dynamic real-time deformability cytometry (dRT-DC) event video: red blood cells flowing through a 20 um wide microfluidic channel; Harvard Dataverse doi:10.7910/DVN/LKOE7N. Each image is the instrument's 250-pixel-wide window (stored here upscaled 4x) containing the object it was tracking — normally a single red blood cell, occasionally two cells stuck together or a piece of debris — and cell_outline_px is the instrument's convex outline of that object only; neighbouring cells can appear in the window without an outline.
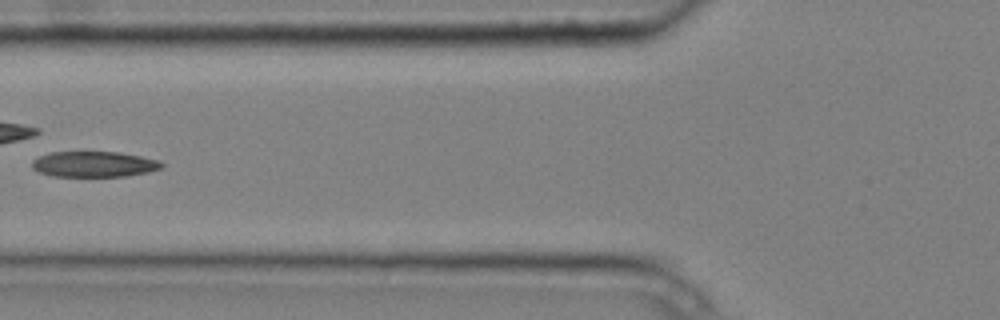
{"species": "common noctule bat (a hibernating species)", "species_latin": "Nyctalus noctula", "temperature_condition": "cold", "stored_images_in_passage": 7, "camera_frame_rate_fps": 3000, "um_per_image_px": 0.085, "animal": {"sex": "male", "body_mass_g": 20.4}, "frame": {"image": 1, "passage_image": 6, "time_ms": 1.667, "image_size_px": [1000, 320], "cell_outline_px": [[164, 164], [160, 168], [148, 172], [128, 176], [52, 176], [40, 172], [32, 168], [32, 160], [40, 156], [52, 152], [116, 152], [140, 156], [160, 160]], "centroid_in_image_um": [8.0, 13.96], "position_along_channel_um": 117.8, "area_um2": 19.25}}
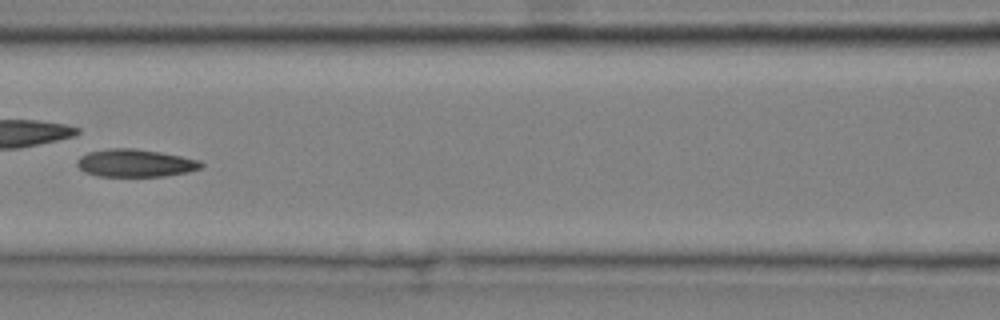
{"frame": {"image": 2, "passage_image": 7, "time_ms": 2.0, "image_size_px": [1000, 320], "cell_outline_px": [[204, 168], [188, 172], [164, 176], [100, 176], [84, 172], [76, 164], [76, 160], [80, 156], [88, 152], [108, 148], [132, 148], [160, 152], [200, 160], [204, 164]], "centroid_in_image_um": [11.51, 13.86], "position_along_channel_um": 155.1, "area_um2": 20.11}}